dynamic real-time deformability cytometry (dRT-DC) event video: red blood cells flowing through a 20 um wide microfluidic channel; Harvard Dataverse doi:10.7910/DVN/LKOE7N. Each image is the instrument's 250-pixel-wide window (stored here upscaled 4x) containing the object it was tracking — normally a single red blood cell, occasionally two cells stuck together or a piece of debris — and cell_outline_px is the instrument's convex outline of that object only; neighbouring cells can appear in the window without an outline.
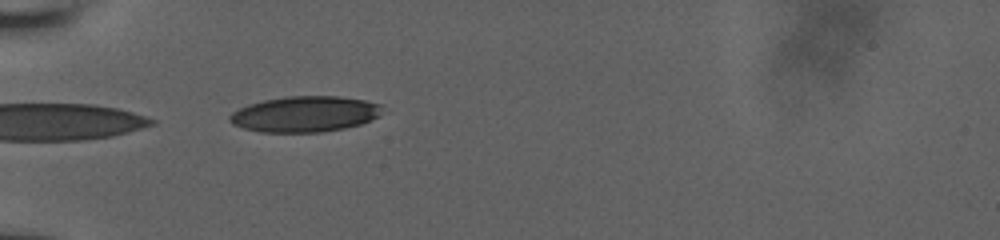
{"species": "human", "species_latin": "Homo sapiens", "temperature_condition": "room temperature", "stored_images_in_passage": 2, "camera_frame_rate_fps": 3000, "um_per_image_px": 0.085, "donor": {"sex": "male"}, "frame": {"image": 1, "passage_image": 1, "time_ms": 0.0, "image_size_px": [1000, 240], "cell_outline_px": [[380, 116], [360, 124], [344, 128], [320, 132], [260, 132], [244, 128], [232, 124], [228, 120], [228, 116], [232, 112], [248, 104], [264, 100], [288, 96], [340, 96], [364, 100], [380, 104]], "centroid_in_image_um": [25.88, 9.69], "position_along_channel_um": 59.1, "area_um2": 31.73}}